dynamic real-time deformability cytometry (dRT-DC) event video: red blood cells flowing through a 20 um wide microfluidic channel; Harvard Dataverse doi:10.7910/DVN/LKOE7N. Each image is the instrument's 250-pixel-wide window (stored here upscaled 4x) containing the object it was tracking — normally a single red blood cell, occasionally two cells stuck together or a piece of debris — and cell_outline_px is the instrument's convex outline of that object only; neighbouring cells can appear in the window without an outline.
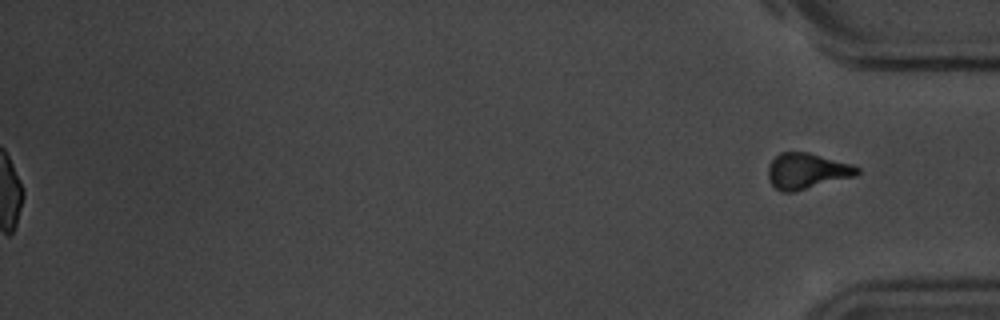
{"species": "common noctule bat (a hibernating species)", "species_latin": "Nyctalus noctula", "temperature_condition": "room temperature", "stored_images_in_passage": 56, "segment_of_instrument_passage": [2, 2], "camera_frame_rate_fps": 3000, "um_per_image_px": 0.085, "animal": {"sex": "male", "body_mass_g": 20.1, "forearm_length_mm": 53.5}, "frame": {"image": 1, "passage_image": 56, "time_ms": 18.333, "image_size_px": [1000, 320], "cell_outline_px": [[860, 172], [856, 176], [792, 192], [780, 192], [768, 180], [768, 164], [780, 152], [808, 152], [852, 164], [860, 168]], "centroid_in_image_um": [68.58, 14.53], "position_along_channel_um": 366.6, "area_um2": 18.61}}